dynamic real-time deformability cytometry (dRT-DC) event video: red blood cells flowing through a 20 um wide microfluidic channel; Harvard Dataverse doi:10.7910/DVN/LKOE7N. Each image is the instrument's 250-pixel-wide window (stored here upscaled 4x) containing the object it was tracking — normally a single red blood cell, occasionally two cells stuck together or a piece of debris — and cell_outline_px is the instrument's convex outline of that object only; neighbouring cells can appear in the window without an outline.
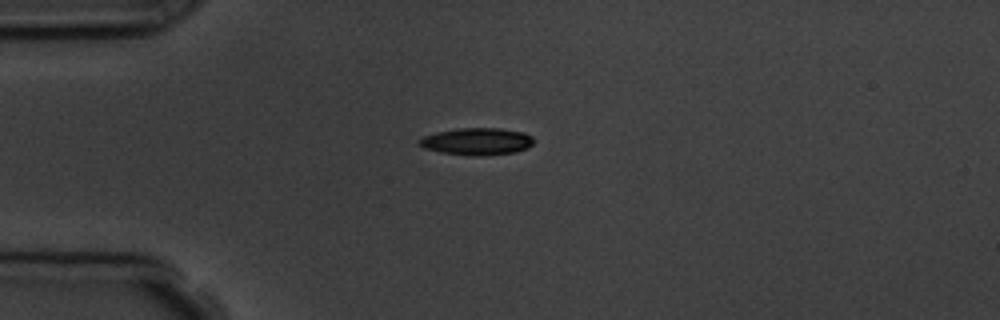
{"species": "common noctule bat (a hibernating species)", "species_latin": "Nyctalus noctula", "temperature_condition": "room temperature", "stored_images_in_passage": 3, "camera_frame_rate_fps": 3000, "um_per_image_px": 0.085, "animal": {"sex": "male", "body_mass_g": 19.5, "forearm_length_mm": 54.6}, "frame": {"image": 1, "passage_image": 1, "time_ms": 0.0, "image_size_px": [1000, 320], "cell_outline_px": [[532, 144], [528, 148], [516, 152], [480, 156], [476, 156], [440, 152], [424, 148], [420, 144], [420, 140], [424, 136], [436, 132], [456, 128], [500, 128], [524, 132], [532, 136]], "centroid_in_image_um": [40.56, 12.02], "position_along_channel_um": 44.4, "area_um2": 18.03}}
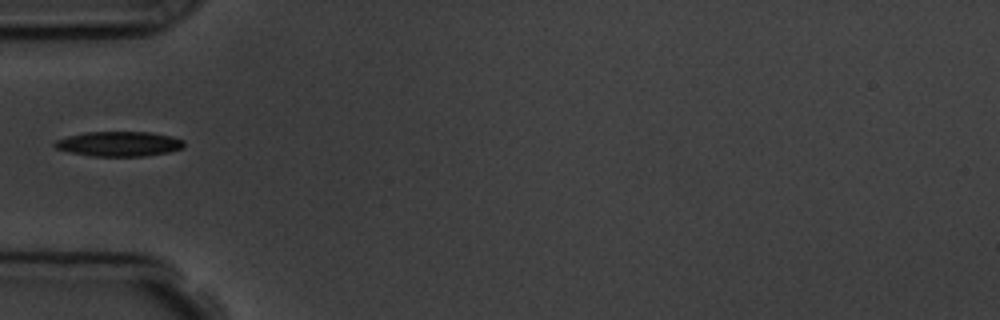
{"frame": {"image": 2, "passage_image": 2, "time_ms": 1.333, "image_size_px": [1000, 320], "cell_outline_px": [[184, 148], [168, 152], [144, 156], [92, 156], [68, 152], [56, 148], [52, 144], [56, 140], [68, 136], [84, 132], [148, 132], [172, 136], [184, 140]], "centroid_in_image_um": [10.11, 12.23], "position_along_channel_um": 74.9, "area_um2": 18.79}}